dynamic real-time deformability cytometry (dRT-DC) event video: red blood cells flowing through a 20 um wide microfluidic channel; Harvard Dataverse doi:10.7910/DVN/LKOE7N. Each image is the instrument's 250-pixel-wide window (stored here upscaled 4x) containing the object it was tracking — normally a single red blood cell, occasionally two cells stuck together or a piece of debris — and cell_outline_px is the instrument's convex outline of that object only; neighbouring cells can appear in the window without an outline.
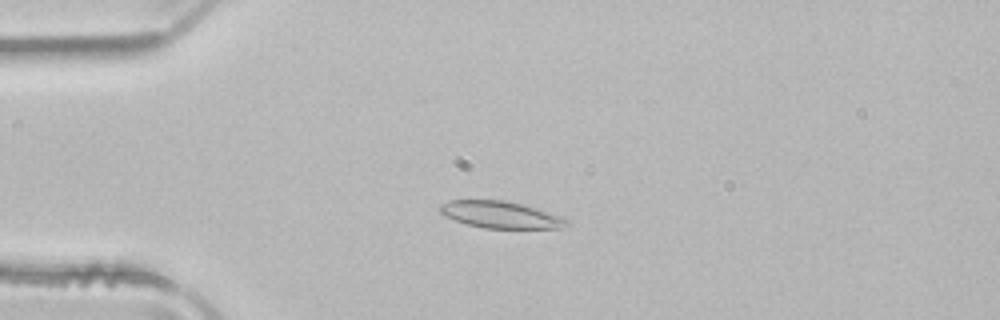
{"species": "common noctule bat (a hibernating species)", "species_latin": "Nyctalus noctula", "temperature_condition": "room temperature", "stored_images_in_passage": 52, "camera_frame_rate_fps": 3000, "um_per_image_px": 0.085, "animal": {"sex": "male", "body_mass_g": 21.5, "forearm_length_mm": 52.0}, "frame": {"image": 1, "passage_image": 13, "time_ms": 4.0, "image_size_px": [1000, 320], "cell_outline_px": [[568, 224], [560, 228], [484, 228], [468, 224], [444, 216], [436, 208], [440, 204], [448, 200], [504, 200], [536, 208], [564, 216], [568, 220]], "centroid_in_image_um": [42.53, 18.24], "position_along_channel_um": 42.5, "area_um2": 19.88}}
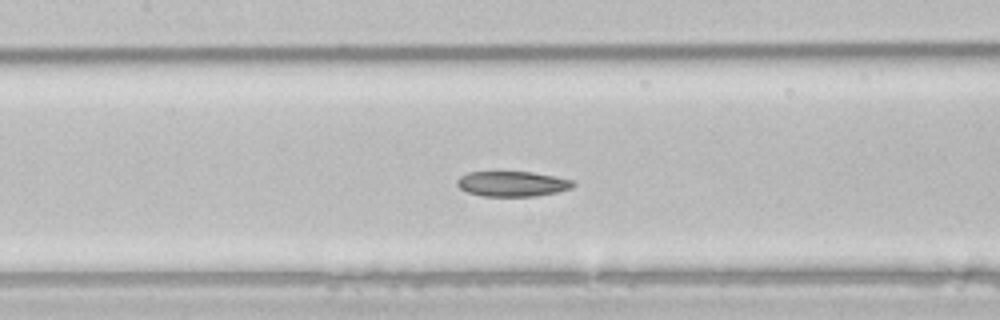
{"frame": {"image": 2, "passage_image": 24, "time_ms": 7.667, "image_size_px": [1000, 320], "cell_outline_px": [[576, 184], [572, 188], [556, 192], [536, 196], [480, 196], [464, 192], [456, 184], [456, 180], [460, 176], [468, 172], [532, 172], [572, 180]], "centroid_in_image_um": [43.5, 15.63], "position_along_channel_um": 163.9, "area_um2": 17.11}}
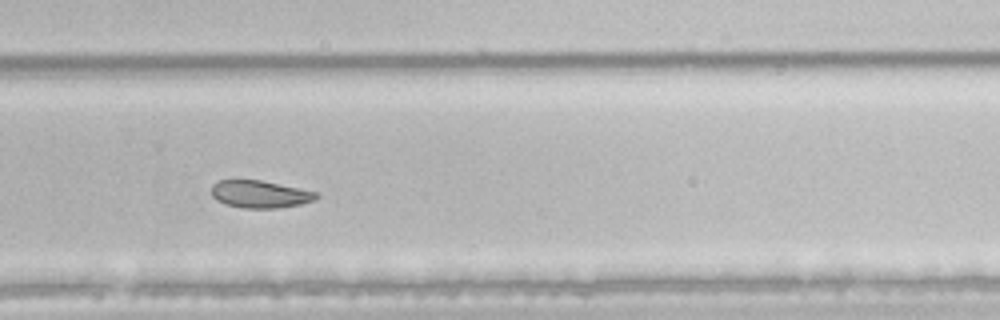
{"frame": {"image": 3, "passage_image": 35, "time_ms": 11.333, "image_size_px": [1000, 320], "cell_outline_px": [[320, 196], [316, 200], [300, 204], [276, 208], [244, 208], [224, 204], [216, 200], [212, 196], [212, 184], [216, 180], [260, 180], [316, 192]], "centroid_in_image_um": [22.07, 16.51], "position_along_channel_um": 307.7, "area_um2": 16.7}, "authors_computed_cell_mechanics": {"area_um2": 20.3456, "velocity_mm_per_s": 3.9391, "shape_relaxation_time_tau1_ms": null, "shape_relaxation_time_tau2_ms": 5.131, "deformation_change_tau1": null, "deformation_change_tau2": 0.0852}}